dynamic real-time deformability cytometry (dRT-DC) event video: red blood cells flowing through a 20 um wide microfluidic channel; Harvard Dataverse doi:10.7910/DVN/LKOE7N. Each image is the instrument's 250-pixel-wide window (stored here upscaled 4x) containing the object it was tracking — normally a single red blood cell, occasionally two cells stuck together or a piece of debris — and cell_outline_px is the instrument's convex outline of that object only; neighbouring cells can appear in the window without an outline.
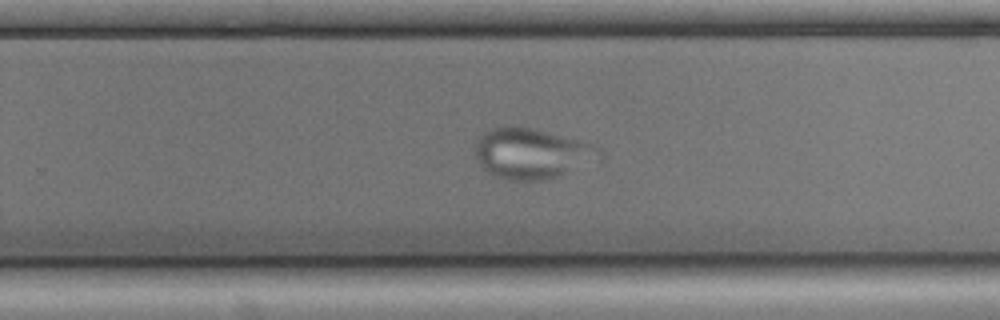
{"species": "common noctule bat (a hibernating species)", "species_latin": "Nyctalus noctula", "temperature_condition": "cold", "stored_images_in_passage": 53, "camera_frame_rate_fps": 3000, "um_per_image_px": 0.085, "animal": {"sex": "male", "body_mass_g": 17.9, "forearm_length_mm": 54.2}, "frame": {"image": 1, "passage_image": 33, "time_ms": 10.667, "image_size_px": [1000, 320], "cell_outline_px": [[604, 156], [560, 176], [544, 180], [504, 180], [488, 172], [480, 164], [476, 156], [472, 144], [484, 132], [492, 128], [532, 128], [596, 144], [604, 148]], "centroid_in_image_um": [45.23, 13.06], "position_along_channel_um": 284.6, "area_um2": 36.59}}